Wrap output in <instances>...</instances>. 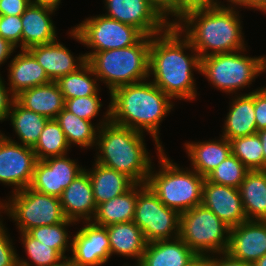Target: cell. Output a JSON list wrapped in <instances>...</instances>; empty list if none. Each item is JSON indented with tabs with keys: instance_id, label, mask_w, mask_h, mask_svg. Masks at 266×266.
<instances>
[{
	"instance_id": "51",
	"label": "cell",
	"mask_w": 266,
	"mask_h": 266,
	"mask_svg": "<svg viewBox=\"0 0 266 266\" xmlns=\"http://www.w3.org/2000/svg\"><path fill=\"white\" fill-rule=\"evenodd\" d=\"M263 149L264 170H266V129L257 131Z\"/></svg>"
},
{
	"instance_id": "2",
	"label": "cell",
	"mask_w": 266,
	"mask_h": 266,
	"mask_svg": "<svg viewBox=\"0 0 266 266\" xmlns=\"http://www.w3.org/2000/svg\"><path fill=\"white\" fill-rule=\"evenodd\" d=\"M238 10L241 8L220 5L192 8L186 10L174 25L200 58L234 52L248 47Z\"/></svg>"
},
{
	"instance_id": "43",
	"label": "cell",
	"mask_w": 266,
	"mask_h": 266,
	"mask_svg": "<svg viewBox=\"0 0 266 266\" xmlns=\"http://www.w3.org/2000/svg\"><path fill=\"white\" fill-rule=\"evenodd\" d=\"M15 97L11 94L9 88L5 86V80L0 74V122L7 121L11 105Z\"/></svg>"
},
{
	"instance_id": "8",
	"label": "cell",
	"mask_w": 266,
	"mask_h": 266,
	"mask_svg": "<svg viewBox=\"0 0 266 266\" xmlns=\"http://www.w3.org/2000/svg\"><path fill=\"white\" fill-rule=\"evenodd\" d=\"M230 227L202 204L181 213L179 237L197 254L227 252Z\"/></svg>"
},
{
	"instance_id": "41",
	"label": "cell",
	"mask_w": 266,
	"mask_h": 266,
	"mask_svg": "<svg viewBox=\"0 0 266 266\" xmlns=\"http://www.w3.org/2000/svg\"><path fill=\"white\" fill-rule=\"evenodd\" d=\"M254 111L257 131L266 129V89L262 86L254 91Z\"/></svg>"
},
{
	"instance_id": "28",
	"label": "cell",
	"mask_w": 266,
	"mask_h": 266,
	"mask_svg": "<svg viewBox=\"0 0 266 266\" xmlns=\"http://www.w3.org/2000/svg\"><path fill=\"white\" fill-rule=\"evenodd\" d=\"M92 166L89 170L84 168L89 174L96 206L125 193L135 184L129 177L116 170L96 162Z\"/></svg>"
},
{
	"instance_id": "19",
	"label": "cell",
	"mask_w": 266,
	"mask_h": 266,
	"mask_svg": "<svg viewBox=\"0 0 266 266\" xmlns=\"http://www.w3.org/2000/svg\"><path fill=\"white\" fill-rule=\"evenodd\" d=\"M56 41L48 44L33 46L28 51L44 68L51 81H57L60 77L76 72L86 62L85 54L73 55L66 45Z\"/></svg>"
},
{
	"instance_id": "12",
	"label": "cell",
	"mask_w": 266,
	"mask_h": 266,
	"mask_svg": "<svg viewBox=\"0 0 266 266\" xmlns=\"http://www.w3.org/2000/svg\"><path fill=\"white\" fill-rule=\"evenodd\" d=\"M37 162L32 147L7 139L0 130V184L11 192L30 187Z\"/></svg>"
},
{
	"instance_id": "49",
	"label": "cell",
	"mask_w": 266,
	"mask_h": 266,
	"mask_svg": "<svg viewBox=\"0 0 266 266\" xmlns=\"http://www.w3.org/2000/svg\"><path fill=\"white\" fill-rule=\"evenodd\" d=\"M186 266H210V255H196Z\"/></svg>"
},
{
	"instance_id": "54",
	"label": "cell",
	"mask_w": 266,
	"mask_h": 266,
	"mask_svg": "<svg viewBox=\"0 0 266 266\" xmlns=\"http://www.w3.org/2000/svg\"><path fill=\"white\" fill-rule=\"evenodd\" d=\"M253 266H266V254L261 257L260 259H258Z\"/></svg>"
},
{
	"instance_id": "22",
	"label": "cell",
	"mask_w": 266,
	"mask_h": 266,
	"mask_svg": "<svg viewBox=\"0 0 266 266\" xmlns=\"http://www.w3.org/2000/svg\"><path fill=\"white\" fill-rule=\"evenodd\" d=\"M254 91L238 95H230L229 111L224 119L222 137L229 141L237 137H243L257 133L254 111Z\"/></svg>"
},
{
	"instance_id": "44",
	"label": "cell",
	"mask_w": 266,
	"mask_h": 266,
	"mask_svg": "<svg viewBox=\"0 0 266 266\" xmlns=\"http://www.w3.org/2000/svg\"><path fill=\"white\" fill-rule=\"evenodd\" d=\"M29 5V0H0V15H22Z\"/></svg>"
},
{
	"instance_id": "29",
	"label": "cell",
	"mask_w": 266,
	"mask_h": 266,
	"mask_svg": "<svg viewBox=\"0 0 266 266\" xmlns=\"http://www.w3.org/2000/svg\"><path fill=\"white\" fill-rule=\"evenodd\" d=\"M7 120H10V125L13 127V132L17 135V140L19 141L12 139V137L5 135V133L2 134L13 142L33 148L49 119L34 111L25 109L14 100Z\"/></svg>"
},
{
	"instance_id": "9",
	"label": "cell",
	"mask_w": 266,
	"mask_h": 266,
	"mask_svg": "<svg viewBox=\"0 0 266 266\" xmlns=\"http://www.w3.org/2000/svg\"><path fill=\"white\" fill-rule=\"evenodd\" d=\"M2 213L16 222L18 232H28L38 226L63 222L60 198L39 193L30 187L11 193L2 200Z\"/></svg>"
},
{
	"instance_id": "32",
	"label": "cell",
	"mask_w": 266,
	"mask_h": 266,
	"mask_svg": "<svg viewBox=\"0 0 266 266\" xmlns=\"http://www.w3.org/2000/svg\"><path fill=\"white\" fill-rule=\"evenodd\" d=\"M56 83L63 94L64 101L76 97H88L101 91L99 79L86 62L76 72L60 77Z\"/></svg>"
},
{
	"instance_id": "21",
	"label": "cell",
	"mask_w": 266,
	"mask_h": 266,
	"mask_svg": "<svg viewBox=\"0 0 266 266\" xmlns=\"http://www.w3.org/2000/svg\"><path fill=\"white\" fill-rule=\"evenodd\" d=\"M8 64V83L11 94L16 97L22 91L44 85L51 80L44 68L28 50H20Z\"/></svg>"
},
{
	"instance_id": "38",
	"label": "cell",
	"mask_w": 266,
	"mask_h": 266,
	"mask_svg": "<svg viewBox=\"0 0 266 266\" xmlns=\"http://www.w3.org/2000/svg\"><path fill=\"white\" fill-rule=\"evenodd\" d=\"M99 97L100 94H95L88 97L67 99L64 107L81 119L92 122L94 118L99 117V112L103 107L102 100Z\"/></svg>"
},
{
	"instance_id": "30",
	"label": "cell",
	"mask_w": 266,
	"mask_h": 266,
	"mask_svg": "<svg viewBox=\"0 0 266 266\" xmlns=\"http://www.w3.org/2000/svg\"><path fill=\"white\" fill-rule=\"evenodd\" d=\"M238 189L247 220L266 221V170L249 171Z\"/></svg>"
},
{
	"instance_id": "52",
	"label": "cell",
	"mask_w": 266,
	"mask_h": 266,
	"mask_svg": "<svg viewBox=\"0 0 266 266\" xmlns=\"http://www.w3.org/2000/svg\"><path fill=\"white\" fill-rule=\"evenodd\" d=\"M50 266H77V265L71 256H65Z\"/></svg>"
},
{
	"instance_id": "34",
	"label": "cell",
	"mask_w": 266,
	"mask_h": 266,
	"mask_svg": "<svg viewBox=\"0 0 266 266\" xmlns=\"http://www.w3.org/2000/svg\"><path fill=\"white\" fill-rule=\"evenodd\" d=\"M77 225L75 221L65 219L63 222L54 225L38 226L30 229L28 233L41 243L48 245L51 248L56 249L63 257L66 255V251L72 250V238L73 236L67 229L68 226ZM70 233V235L68 234Z\"/></svg>"
},
{
	"instance_id": "36",
	"label": "cell",
	"mask_w": 266,
	"mask_h": 266,
	"mask_svg": "<svg viewBox=\"0 0 266 266\" xmlns=\"http://www.w3.org/2000/svg\"><path fill=\"white\" fill-rule=\"evenodd\" d=\"M231 152L249 171L264 170L263 147L258 133L230 140Z\"/></svg>"
},
{
	"instance_id": "20",
	"label": "cell",
	"mask_w": 266,
	"mask_h": 266,
	"mask_svg": "<svg viewBox=\"0 0 266 266\" xmlns=\"http://www.w3.org/2000/svg\"><path fill=\"white\" fill-rule=\"evenodd\" d=\"M54 8L30 4L21 15L22 22V50L37 45L48 44L56 41L57 30L52 20L55 15Z\"/></svg>"
},
{
	"instance_id": "4",
	"label": "cell",
	"mask_w": 266,
	"mask_h": 266,
	"mask_svg": "<svg viewBox=\"0 0 266 266\" xmlns=\"http://www.w3.org/2000/svg\"><path fill=\"white\" fill-rule=\"evenodd\" d=\"M144 138L142 132L109 121L98 130L94 160L135 184H146L153 162Z\"/></svg>"
},
{
	"instance_id": "33",
	"label": "cell",
	"mask_w": 266,
	"mask_h": 266,
	"mask_svg": "<svg viewBox=\"0 0 266 266\" xmlns=\"http://www.w3.org/2000/svg\"><path fill=\"white\" fill-rule=\"evenodd\" d=\"M69 146L65 134L55 119H49L33 147L37 160L68 154Z\"/></svg>"
},
{
	"instance_id": "47",
	"label": "cell",
	"mask_w": 266,
	"mask_h": 266,
	"mask_svg": "<svg viewBox=\"0 0 266 266\" xmlns=\"http://www.w3.org/2000/svg\"><path fill=\"white\" fill-rule=\"evenodd\" d=\"M16 49L18 48L0 35V67L7 62V59L13 56L14 52H17L15 51Z\"/></svg>"
},
{
	"instance_id": "31",
	"label": "cell",
	"mask_w": 266,
	"mask_h": 266,
	"mask_svg": "<svg viewBox=\"0 0 266 266\" xmlns=\"http://www.w3.org/2000/svg\"><path fill=\"white\" fill-rule=\"evenodd\" d=\"M137 194L138 184H134L125 193L99 204L91 221L94 224L104 227L121 222L133 221Z\"/></svg>"
},
{
	"instance_id": "39",
	"label": "cell",
	"mask_w": 266,
	"mask_h": 266,
	"mask_svg": "<svg viewBox=\"0 0 266 266\" xmlns=\"http://www.w3.org/2000/svg\"><path fill=\"white\" fill-rule=\"evenodd\" d=\"M22 22L21 15H0V35L22 50Z\"/></svg>"
},
{
	"instance_id": "27",
	"label": "cell",
	"mask_w": 266,
	"mask_h": 266,
	"mask_svg": "<svg viewBox=\"0 0 266 266\" xmlns=\"http://www.w3.org/2000/svg\"><path fill=\"white\" fill-rule=\"evenodd\" d=\"M15 100L25 109L55 119L64 109L63 94L56 81L22 91Z\"/></svg>"
},
{
	"instance_id": "56",
	"label": "cell",
	"mask_w": 266,
	"mask_h": 266,
	"mask_svg": "<svg viewBox=\"0 0 266 266\" xmlns=\"http://www.w3.org/2000/svg\"><path fill=\"white\" fill-rule=\"evenodd\" d=\"M263 72L265 73L266 72V65L264 66L263 68ZM265 89H266V86H263Z\"/></svg>"
},
{
	"instance_id": "23",
	"label": "cell",
	"mask_w": 266,
	"mask_h": 266,
	"mask_svg": "<svg viewBox=\"0 0 266 266\" xmlns=\"http://www.w3.org/2000/svg\"><path fill=\"white\" fill-rule=\"evenodd\" d=\"M183 147L191 163L190 167L204 178L232 153L230 141L221 135L215 140L188 141Z\"/></svg>"
},
{
	"instance_id": "17",
	"label": "cell",
	"mask_w": 266,
	"mask_h": 266,
	"mask_svg": "<svg viewBox=\"0 0 266 266\" xmlns=\"http://www.w3.org/2000/svg\"><path fill=\"white\" fill-rule=\"evenodd\" d=\"M227 253L252 265L263 257L266 254V221L247 220L230 228Z\"/></svg>"
},
{
	"instance_id": "42",
	"label": "cell",
	"mask_w": 266,
	"mask_h": 266,
	"mask_svg": "<svg viewBox=\"0 0 266 266\" xmlns=\"http://www.w3.org/2000/svg\"><path fill=\"white\" fill-rule=\"evenodd\" d=\"M171 24L178 20L177 0H147ZM171 16V18H170ZM171 19V20H170Z\"/></svg>"
},
{
	"instance_id": "13",
	"label": "cell",
	"mask_w": 266,
	"mask_h": 266,
	"mask_svg": "<svg viewBox=\"0 0 266 266\" xmlns=\"http://www.w3.org/2000/svg\"><path fill=\"white\" fill-rule=\"evenodd\" d=\"M107 17L139 29L145 36L165 31L169 23L147 0H104Z\"/></svg>"
},
{
	"instance_id": "35",
	"label": "cell",
	"mask_w": 266,
	"mask_h": 266,
	"mask_svg": "<svg viewBox=\"0 0 266 266\" xmlns=\"http://www.w3.org/2000/svg\"><path fill=\"white\" fill-rule=\"evenodd\" d=\"M19 233V240L28 259H23L18 254V266H50L63 257L56 249L41 243L28 232Z\"/></svg>"
},
{
	"instance_id": "55",
	"label": "cell",
	"mask_w": 266,
	"mask_h": 266,
	"mask_svg": "<svg viewBox=\"0 0 266 266\" xmlns=\"http://www.w3.org/2000/svg\"><path fill=\"white\" fill-rule=\"evenodd\" d=\"M2 214V199H0V215Z\"/></svg>"
},
{
	"instance_id": "14",
	"label": "cell",
	"mask_w": 266,
	"mask_h": 266,
	"mask_svg": "<svg viewBox=\"0 0 266 266\" xmlns=\"http://www.w3.org/2000/svg\"><path fill=\"white\" fill-rule=\"evenodd\" d=\"M85 168L68 155L37 160L30 188L47 195L60 197L69 184Z\"/></svg>"
},
{
	"instance_id": "18",
	"label": "cell",
	"mask_w": 266,
	"mask_h": 266,
	"mask_svg": "<svg viewBox=\"0 0 266 266\" xmlns=\"http://www.w3.org/2000/svg\"><path fill=\"white\" fill-rule=\"evenodd\" d=\"M61 208L66 219L77 224L91 221L96 213V202L89 174L84 170L59 197Z\"/></svg>"
},
{
	"instance_id": "50",
	"label": "cell",
	"mask_w": 266,
	"mask_h": 266,
	"mask_svg": "<svg viewBox=\"0 0 266 266\" xmlns=\"http://www.w3.org/2000/svg\"><path fill=\"white\" fill-rule=\"evenodd\" d=\"M30 4L48 6L54 9L59 10V5L62 3V0H29Z\"/></svg>"
},
{
	"instance_id": "24",
	"label": "cell",
	"mask_w": 266,
	"mask_h": 266,
	"mask_svg": "<svg viewBox=\"0 0 266 266\" xmlns=\"http://www.w3.org/2000/svg\"><path fill=\"white\" fill-rule=\"evenodd\" d=\"M196 255L178 236L147 243L136 266H186Z\"/></svg>"
},
{
	"instance_id": "15",
	"label": "cell",
	"mask_w": 266,
	"mask_h": 266,
	"mask_svg": "<svg viewBox=\"0 0 266 266\" xmlns=\"http://www.w3.org/2000/svg\"><path fill=\"white\" fill-rule=\"evenodd\" d=\"M73 234L71 257L77 266H103L111 258L110 242L106 227L92 221Z\"/></svg>"
},
{
	"instance_id": "40",
	"label": "cell",
	"mask_w": 266,
	"mask_h": 266,
	"mask_svg": "<svg viewBox=\"0 0 266 266\" xmlns=\"http://www.w3.org/2000/svg\"><path fill=\"white\" fill-rule=\"evenodd\" d=\"M0 215V266H18V253Z\"/></svg>"
},
{
	"instance_id": "10",
	"label": "cell",
	"mask_w": 266,
	"mask_h": 266,
	"mask_svg": "<svg viewBox=\"0 0 266 266\" xmlns=\"http://www.w3.org/2000/svg\"><path fill=\"white\" fill-rule=\"evenodd\" d=\"M68 34L73 40L91 49L85 53L86 60L95 52L135 45L145 36L134 26L121 23L103 13L84 19L71 27Z\"/></svg>"
},
{
	"instance_id": "5",
	"label": "cell",
	"mask_w": 266,
	"mask_h": 266,
	"mask_svg": "<svg viewBox=\"0 0 266 266\" xmlns=\"http://www.w3.org/2000/svg\"><path fill=\"white\" fill-rule=\"evenodd\" d=\"M164 151L156 153L159 166L156 170L153 162L146 184L166 207L180 214L201 205L206 178L190 167L173 163Z\"/></svg>"
},
{
	"instance_id": "37",
	"label": "cell",
	"mask_w": 266,
	"mask_h": 266,
	"mask_svg": "<svg viewBox=\"0 0 266 266\" xmlns=\"http://www.w3.org/2000/svg\"><path fill=\"white\" fill-rule=\"evenodd\" d=\"M249 170L232 153L206 179L211 183L239 188Z\"/></svg>"
},
{
	"instance_id": "11",
	"label": "cell",
	"mask_w": 266,
	"mask_h": 266,
	"mask_svg": "<svg viewBox=\"0 0 266 266\" xmlns=\"http://www.w3.org/2000/svg\"><path fill=\"white\" fill-rule=\"evenodd\" d=\"M180 215L166 207L147 184H138L133 222L142 230L147 243L178 237Z\"/></svg>"
},
{
	"instance_id": "6",
	"label": "cell",
	"mask_w": 266,
	"mask_h": 266,
	"mask_svg": "<svg viewBox=\"0 0 266 266\" xmlns=\"http://www.w3.org/2000/svg\"><path fill=\"white\" fill-rule=\"evenodd\" d=\"M151 36L125 48L93 53L87 63L111 93L117 87L149 79Z\"/></svg>"
},
{
	"instance_id": "53",
	"label": "cell",
	"mask_w": 266,
	"mask_h": 266,
	"mask_svg": "<svg viewBox=\"0 0 266 266\" xmlns=\"http://www.w3.org/2000/svg\"><path fill=\"white\" fill-rule=\"evenodd\" d=\"M253 10L266 14V0H253Z\"/></svg>"
},
{
	"instance_id": "25",
	"label": "cell",
	"mask_w": 266,
	"mask_h": 266,
	"mask_svg": "<svg viewBox=\"0 0 266 266\" xmlns=\"http://www.w3.org/2000/svg\"><path fill=\"white\" fill-rule=\"evenodd\" d=\"M102 119L96 125L86 119H81L65 107L55 118L63 130L69 146L75 145L81 149L96 148L97 133L101 126L110 121V105L107 106L106 112L103 113Z\"/></svg>"
},
{
	"instance_id": "45",
	"label": "cell",
	"mask_w": 266,
	"mask_h": 266,
	"mask_svg": "<svg viewBox=\"0 0 266 266\" xmlns=\"http://www.w3.org/2000/svg\"><path fill=\"white\" fill-rule=\"evenodd\" d=\"M210 266H253L250 263L232 257L227 252L210 255Z\"/></svg>"
},
{
	"instance_id": "16",
	"label": "cell",
	"mask_w": 266,
	"mask_h": 266,
	"mask_svg": "<svg viewBox=\"0 0 266 266\" xmlns=\"http://www.w3.org/2000/svg\"><path fill=\"white\" fill-rule=\"evenodd\" d=\"M202 205L211 210L230 228L247 221L238 188L211 183L205 179Z\"/></svg>"
},
{
	"instance_id": "3",
	"label": "cell",
	"mask_w": 266,
	"mask_h": 266,
	"mask_svg": "<svg viewBox=\"0 0 266 266\" xmlns=\"http://www.w3.org/2000/svg\"><path fill=\"white\" fill-rule=\"evenodd\" d=\"M110 121L119 126L150 135L157 153L164 149L160 139V126L174 110L175 101L158 88L150 78L123 85L110 94Z\"/></svg>"
},
{
	"instance_id": "7",
	"label": "cell",
	"mask_w": 266,
	"mask_h": 266,
	"mask_svg": "<svg viewBox=\"0 0 266 266\" xmlns=\"http://www.w3.org/2000/svg\"><path fill=\"white\" fill-rule=\"evenodd\" d=\"M246 49L201 58V75L213 87L229 95L242 94L263 73L266 56L246 55ZM240 93H239V92Z\"/></svg>"
},
{
	"instance_id": "1",
	"label": "cell",
	"mask_w": 266,
	"mask_h": 266,
	"mask_svg": "<svg viewBox=\"0 0 266 266\" xmlns=\"http://www.w3.org/2000/svg\"><path fill=\"white\" fill-rule=\"evenodd\" d=\"M200 70L199 54L174 24L151 37L149 78L173 100H196L194 72Z\"/></svg>"
},
{
	"instance_id": "46",
	"label": "cell",
	"mask_w": 266,
	"mask_h": 266,
	"mask_svg": "<svg viewBox=\"0 0 266 266\" xmlns=\"http://www.w3.org/2000/svg\"><path fill=\"white\" fill-rule=\"evenodd\" d=\"M178 1V19L182 14L192 8L208 7L220 5V0H177Z\"/></svg>"
},
{
	"instance_id": "48",
	"label": "cell",
	"mask_w": 266,
	"mask_h": 266,
	"mask_svg": "<svg viewBox=\"0 0 266 266\" xmlns=\"http://www.w3.org/2000/svg\"><path fill=\"white\" fill-rule=\"evenodd\" d=\"M223 2H225V0ZM223 2L220 3V6L237 8L240 6V8L253 9V0H226V5Z\"/></svg>"
},
{
	"instance_id": "57",
	"label": "cell",
	"mask_w": 266,
	"mask_h": 266,
	"mask_svg": "<svg viewBox=\"0 0 266 266\" xmlns=\"http://www.w3.org/2000/svg\"><path fill=\"white\" fill-rule=\"evenodd\" d=\"M123 265H124V266H131V265H129L128 263H127V264H126V263H124Z\"/></svg>"
},
{
	"instance_id": "26",
	"label": "cell",
	"mask_w": 266,
	"mask_h": 266,
	"mask_svg": "<svg viewBox=\"0 0 266 266\" xmlns=\"http://www.w3.org/2000/svg\"><path fill=\"white\" fill-rule=\"evenodd\" d=\"M110 242V255L135 260L136 266L145 251L146 240L142 230L133 222H121L106 227Z\"/></svg>"
}]
</instances>
